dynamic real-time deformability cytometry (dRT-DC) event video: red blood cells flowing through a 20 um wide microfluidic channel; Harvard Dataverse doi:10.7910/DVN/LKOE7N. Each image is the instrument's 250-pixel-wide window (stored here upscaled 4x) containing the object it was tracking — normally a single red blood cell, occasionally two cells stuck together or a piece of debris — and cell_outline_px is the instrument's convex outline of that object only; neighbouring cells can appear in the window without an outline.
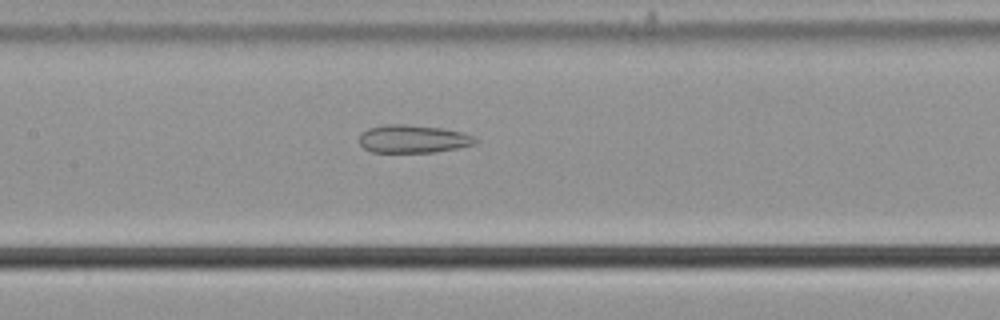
{"species": "common noctule bat (a hibernating species)", "species_latin": "Nyctalus noctula", "temperature_condition": "cold", "stored_images_in_passage": 51, "segment_of_instrument_passage": [1, 2], "camera_frame_rate_fps": 3000, "um_per_image_px": 0.085, "animal": {"sex": "male", "body_mass_g": 21.5, "forearm_length_mm": 52.0}, "frame": {"image": 1, "passage_image": 26, "time_ms": 8.333, "image_size_px": [1000, 320], "cell_outline_px": [[476, 140], [472, 144], [456, 148], [432, 152], [372, 152], [364, 148], [360, 144], [360, 132], [368, 128], [384, 124], [408, 124], [444, 128], [464, 132], [472, 136]], "centroid_in_image_um": [35.06, 11.79], "position_along_channel_um": 172.3, "area_um2": 18.9}}
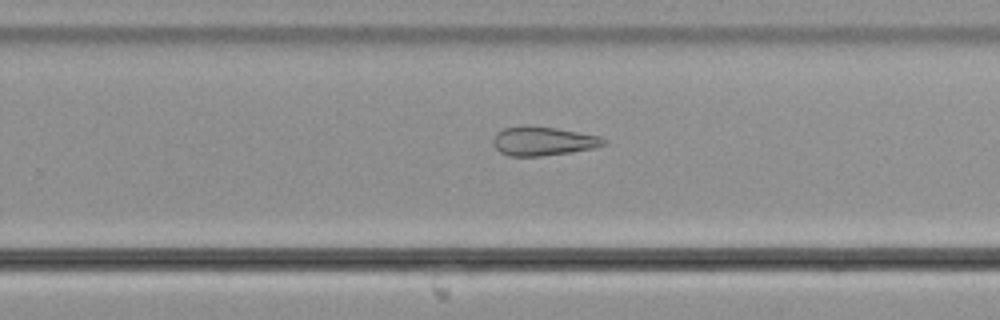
{"frame": {"image": 2, "passage_image": 35, "time_ms": 11.333, "image_size_px": [1000, 320], "cell_outline_px": [[608, 140], [604, 144], [592, 148], [572, 152], [540, 156], [508, 156], [500, 152], [496, 148], [492, 140], [496, 132], [504, 128], [556, 128], [600, 136]], "centroid_in_image_um": [46.18, 12.03], "position_along_channel_um": 283.6, "area_um2": 18.03}}
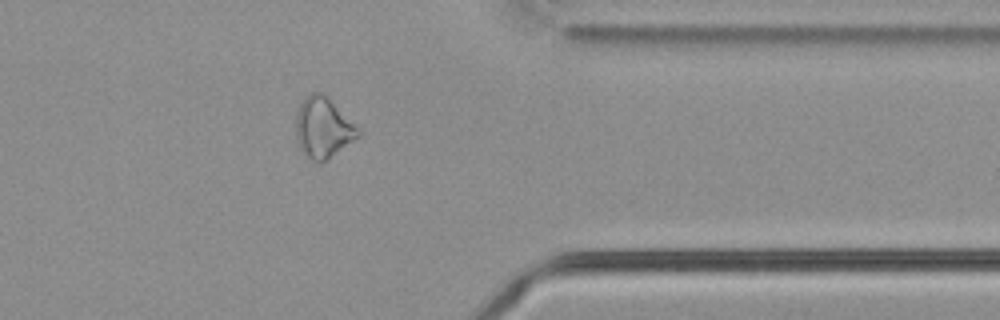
{"frame": {"image": 3, "passage_image": 44, "time_ms": 14.333, "image_size_px": [1000, 320], "cell_outline_px": [[364, 132], [360, 136], [328, 160], [320, 164], [312, 160], [300, 148], [296, 140], [296, 112], [304, 96], [312, 92], [324, 92]], "centroid_in_image_um": [27.5, 10.84], "position_along_channel_um": 383.9, "area_um2": 22.54}}